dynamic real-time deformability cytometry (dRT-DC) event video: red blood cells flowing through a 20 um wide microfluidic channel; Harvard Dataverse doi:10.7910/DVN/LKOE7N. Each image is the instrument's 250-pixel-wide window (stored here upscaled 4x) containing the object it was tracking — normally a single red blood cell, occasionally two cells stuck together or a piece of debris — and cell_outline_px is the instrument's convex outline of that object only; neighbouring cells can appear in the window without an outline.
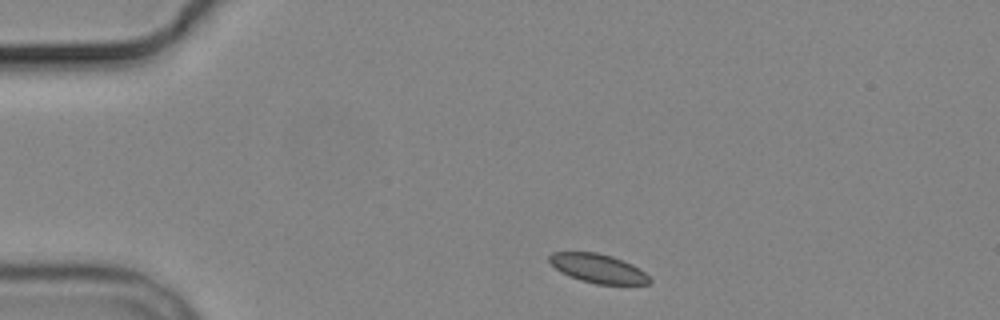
{"species": "common noctule bat (a hibernating species)", "species_latin": "Nyctalus noctula", "temperature_condition": "cold", "stored_images_in_passage": 4, "camera_frame_rate_fps": 3000, "um_per_image_px": 0.085, "animal": {"sex": "male", "body_mass_g": 19.2, "forearm_length_mm": 51.8}, "frame": {"image": 1, "passage_image": 1, "time_ms": 0.0, "image_size_px": [1000, 320], "cell_outline_px": [[652, 280], [648, 284], [596, 284], [580, 280], [560, 272], [548, 260], [548, 256], [552, 252], [596, 252], [612, 256], [624, 260], [640, 268]], "centroid_in_image_um": [50.84, 22.81], "position_along_channel_um": 34.2, "area_um2": 16.94}}
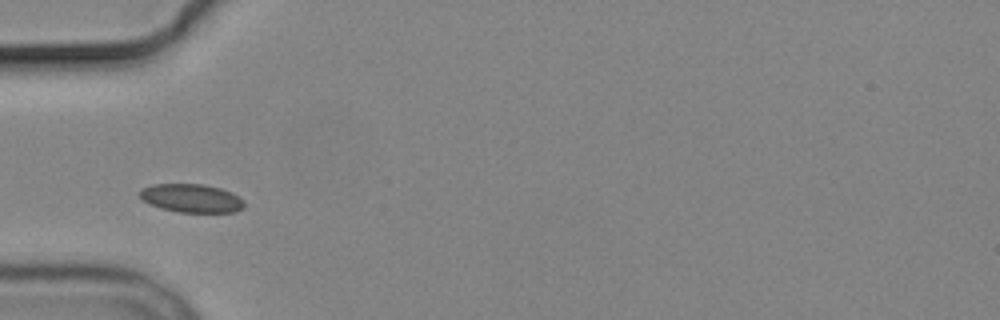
{"frame": {"image": 2, "passage_image": 3, "time_ms": 2.333, "image_size_px": [1000, 320], "cell_outline_px": [[244, 208], [236, 212], [180, 212], [160, 208], [148, 204], [140, 200], [140, 188], [152, 184], [204, 184], [220, 188], [232, 192], [244, 200]], "centroid_in_image_um": [16.25, 16.84], "position_along_channel_um": 68.7, "area_um2": 17.57}}
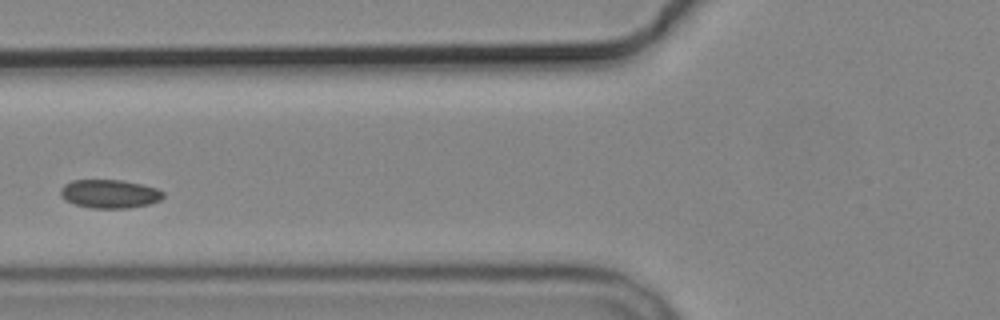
{"frame": {"image": 3, "passage_image": 4, "time_ms": 3.667, "image_size_px": [1000, 320], "cell_outline_px": [[164, 196], [160, 200], [148, 204], [128, 208], [92, 208], [76, 204], [60, 196], [60, 188], [64, 184], [72, 180], [120, 180], [140, 184], [156, 188], [164, 192]], "centroid_in_image_um": [9.31, 16.47], "position_along_channel_um": 116.5, "area_um2": 16.94}}